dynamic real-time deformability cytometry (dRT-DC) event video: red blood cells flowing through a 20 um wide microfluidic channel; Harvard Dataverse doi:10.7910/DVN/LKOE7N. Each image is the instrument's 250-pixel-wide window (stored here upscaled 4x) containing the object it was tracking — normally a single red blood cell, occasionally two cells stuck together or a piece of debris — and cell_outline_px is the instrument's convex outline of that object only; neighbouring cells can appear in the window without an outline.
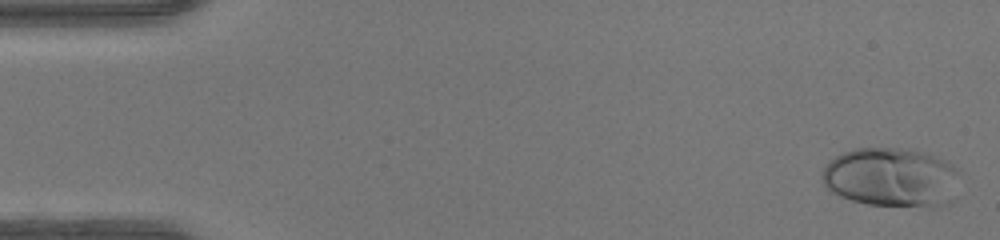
{"species": "human", "species_latin": "Homo sapiens", "temperature_condition": "warm", "stored_images_in_passage": 12, "camera_frame_rate_fps": 3000, "um_per_image_px": 0.085, "donor": {"sex": "female"}, "frame": {"image": 1, "passage_image": 1, "time_ms": 0.0, "image_size_px": [1000, 240], "cell_outline_px": [[960, 172], [956, 200], [948, 204], [932, 208], [868, 204], [852, 200], [840, 196], [832, 192], [824, 184], [820, 176], [820, 172], [828, 160], [844, 152], [856, 148], [912, 148], [944, 160], [952, 164]], "centroid_in_image_um": [75.82, 15.09], "position_along_channel_um": 9.2, "area_um2": 48.73}}